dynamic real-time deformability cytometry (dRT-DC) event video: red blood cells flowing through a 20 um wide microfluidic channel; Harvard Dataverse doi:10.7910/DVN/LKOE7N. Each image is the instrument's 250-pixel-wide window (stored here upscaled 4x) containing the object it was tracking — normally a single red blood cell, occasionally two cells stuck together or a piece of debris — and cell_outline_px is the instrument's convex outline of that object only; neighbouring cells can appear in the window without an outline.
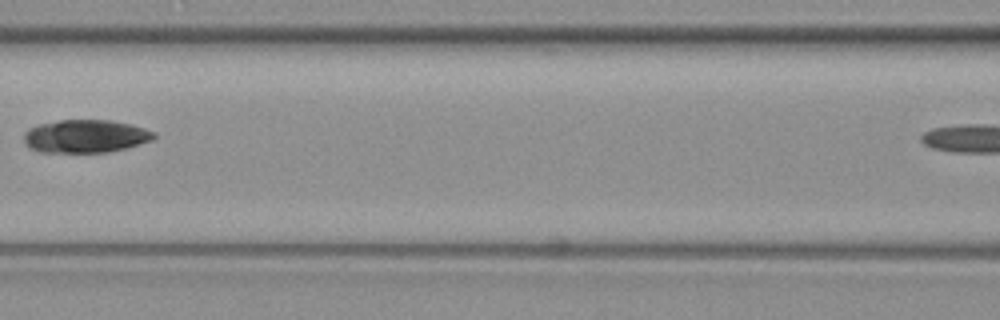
{"species": "common noctule bat (a hibernating species)", "species_latin": "Nyctalus noctula", "temperature_condition": "warm", "stored_images_in_passage": 6, "segment_of_instrument_passage": [1, 2], "camera_frame_rate_fps": 3000, "um_per_image_px": 0.085, "animal": {"sex": "female", "body_mass_g": 19.3, "forearm_length_mm": 54.1}, "frame": {"image": 1, "passage_image": 5, "time_ms": 1.333, "image_size_px": [1000, 320], "cell_outline_px": [[156, 136], [152, 140], [140, 144], [108, 152], [40, 152], [28, 148], [24, 144], [24, 132], [28, 128], [36, 124], [60, 120], [112, 120], [132, 124], [156, 132]], "centroid_in_image_um": [7.24, 11.57], "position_along_channel_um": 159.4, "area_um2": 25.32}}